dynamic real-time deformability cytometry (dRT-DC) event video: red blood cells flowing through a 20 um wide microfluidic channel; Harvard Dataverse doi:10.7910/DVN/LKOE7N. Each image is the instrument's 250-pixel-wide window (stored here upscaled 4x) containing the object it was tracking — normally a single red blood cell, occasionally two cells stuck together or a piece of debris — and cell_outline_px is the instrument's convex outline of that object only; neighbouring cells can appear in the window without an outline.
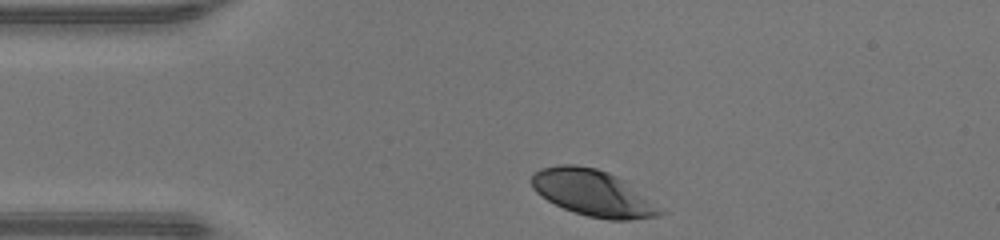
{"species": "human", "species_latin": "Homo sapiens", "temperature_condition": "warm", "stored_images_in_passage": 30, "camera_frame_rate_fps": 3000, "um_per_image_px": 0.085, "donor": {"sex": "male"}, "frame": {"image": 1, "passage_image": 1, "time_ms": 0.0, "image_size_px": [1000, 240], "cell_outline_px": [[668, 212], [656, 216], [628, 220], [608, 220], [588, 216], [564, 208], [548, 200], [536, 192], [532, 188], [532, 176], [540, 168], [560, 164], [576, 164], [596, 168], [608, 172], [624, 180]], "centroid_in_image_um": [50.42, 16.4], "position_along_channel_um": 34.6, "area_um2": 34.51}}
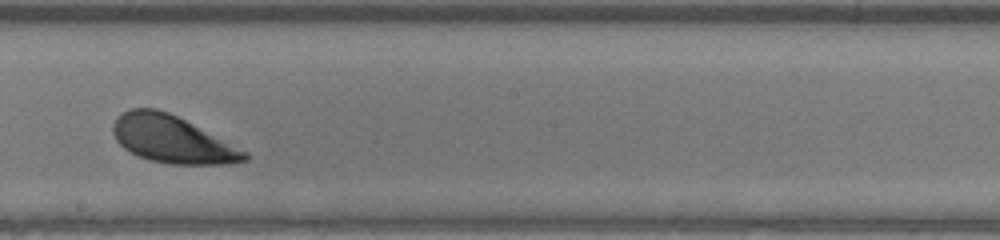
{"frame": {"image": 2, "passage_image": 18, "time_ms": 5.667, "image_size_px": [1000, 240], "cell_outline_px": [[248, 160], [228, 164], [172, 164], [152, 160], [140, 156], [124, 148], [116, 140], [112, 132], [112, 124], [116, 116], [128, 108], [156, 108], [168, 112], [248, 152]], "centroid_in_image_um": [14.59, 11.83], "position_along_channel_um": 233.6, "area_um2": 35.84}}
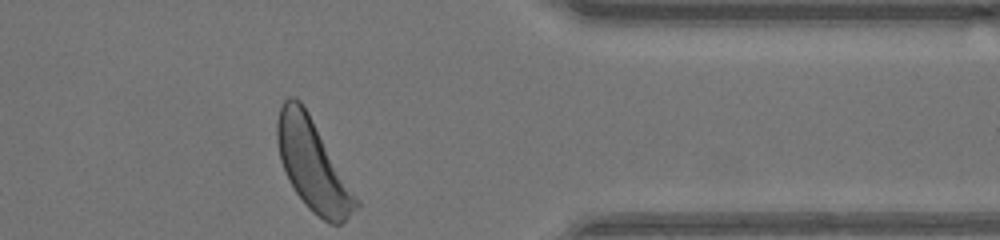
{"frame": {"image": 3, "passage_image": 30, "time_ms": 9.667, "image_size_px": [1000, 240], "cell_outline_px": [[360, 208], [340, 224], [332, 224], [324, 220], [312, 212], [308, 208], [296, 192], [288, 180], [280, 160], [276, 140], [276, 120], [280, 108], [284, 100], [288, 96], [296, 96], [300, 100], [308, 112], [360, 200]], "centroid_in_image_um": [26.59, 14.03], "position_along_channel_um": 384.8, "area_um2": 41.79}, "authors_computed_cell_mechanics": {"area_um2": 36.992, "velocity_mm_per_s": 4.2191, "shape_relaxation_time_tau1_ms": 1.1844, "shape_relaxation_time_tau2_ms": null, "deformation_change_tau1": 0.1148, "deformation_change_tau2": null}}